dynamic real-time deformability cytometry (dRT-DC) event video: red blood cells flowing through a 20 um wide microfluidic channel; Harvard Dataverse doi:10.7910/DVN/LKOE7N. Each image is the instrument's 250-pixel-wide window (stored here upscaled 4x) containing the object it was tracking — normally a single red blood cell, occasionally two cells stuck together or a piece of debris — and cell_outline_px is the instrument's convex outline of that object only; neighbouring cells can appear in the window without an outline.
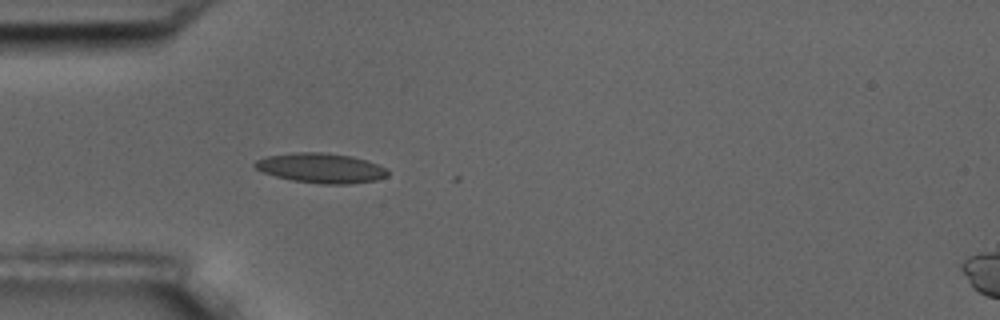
{"species": "common noctule bat (a hibernating species)", "species_latin": "Nyctalus noctula", "temperature_condition": "room temperature", "stored_images_in_passage": 4, "camera_frame_rate_fps": 3000, "um_per_image_px": 0.085, "animal": {"sex": "male", "body_mass_g": 17.5, "forearm_length_mm": 52.3}, "frame": {"image": 1, "passage_image": 3, "time_ms": 0.667, "image_size_px": [1000, 320], "cell_outline_px": [[388, 176], [376, 180], [348, 184], [320, 184], [292, 180], [276, 176], [264, 172], [256, 168], [252, 164], [256, 160], [268, 156], [296, 152], [320, 152], [352, 156], [368, 160], [388, 168]], "centroid_in_image_um": [27.33, 14.28], "position_along_channel_um": 57.7, "area_um2": 23.12}}